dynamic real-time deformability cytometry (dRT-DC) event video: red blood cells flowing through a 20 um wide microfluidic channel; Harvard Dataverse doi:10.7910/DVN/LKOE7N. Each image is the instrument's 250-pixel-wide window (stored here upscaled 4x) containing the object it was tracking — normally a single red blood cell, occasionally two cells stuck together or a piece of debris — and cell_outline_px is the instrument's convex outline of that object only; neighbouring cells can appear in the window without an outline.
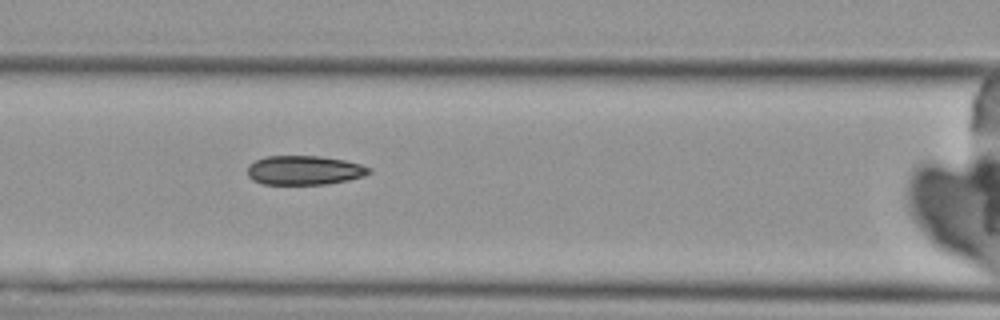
{"species": "Egyptian fruit bat (a non-hibernating species)", "species_latin": "Rousettus aegyptiacus", "temperature_condition": "cold", "stored_images_in_passage": 3, "camera_frame_rate_fps": 3000, "um_per_image_px": 0.085, "animal": {"sex": "female"}, "frame": {"image": 1, "passage_image": 3, "time_ms": 3.333, "image_size_px": [1000, 320], "cell_outline_px": [[372, 172], [364, 176], [348, 180], [328, 184], [264, 184], [252, 180], [248, 176], [248, 164], [264, 156], [320, 156], [344, 160], [360, 164], [372, 168]], "centroid_in_image_um": [25.87, 14.47], "position_along_channel_um": 140.7, "area_um2": 20.81}}